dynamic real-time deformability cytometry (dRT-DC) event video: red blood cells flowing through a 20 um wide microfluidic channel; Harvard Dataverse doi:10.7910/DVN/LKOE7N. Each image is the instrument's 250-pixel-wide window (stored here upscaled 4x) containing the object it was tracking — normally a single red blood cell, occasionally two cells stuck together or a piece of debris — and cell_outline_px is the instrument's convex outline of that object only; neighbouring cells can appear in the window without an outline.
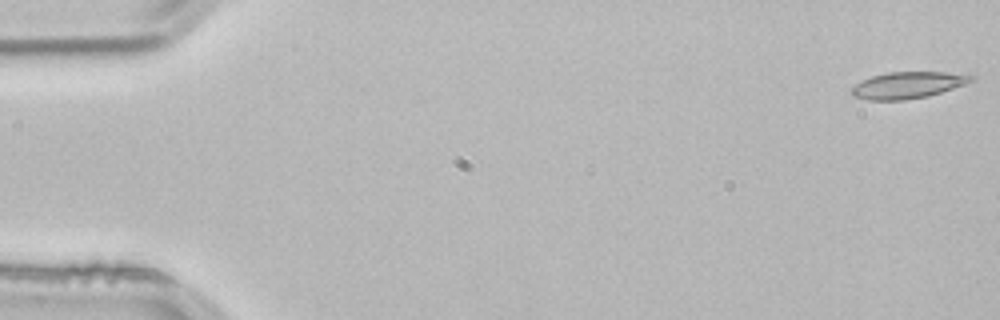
{"species": "common noctule bat (a hibernating species)", "species_latin": "Nyctalus noctula", "temperature_condition": "room temperature", "stored_images_in_passage": 53, "camera_frame_rate_fps": 3000, "um_per_image_px": 0.085, "animal": {"sex": "male", "body_mass_g": 21.5, "forearm_length_mm": 52.0}, "frame": {"image": 1, "passage_image": 1, "time_ms": 0.0, "image_size_px": [1000, 320], "cell_outline_px": [[976, 80], [928, 96], [904, 100], [868, 100], [852, 96], [848, 92], [856, 84], [872, 76], [888, 72], [968, 72], [976, 76]], "centroid_in_image_um": [77.22, 7.22], "position_along_channel_um": 7.8, "area_um2": 18.79}}
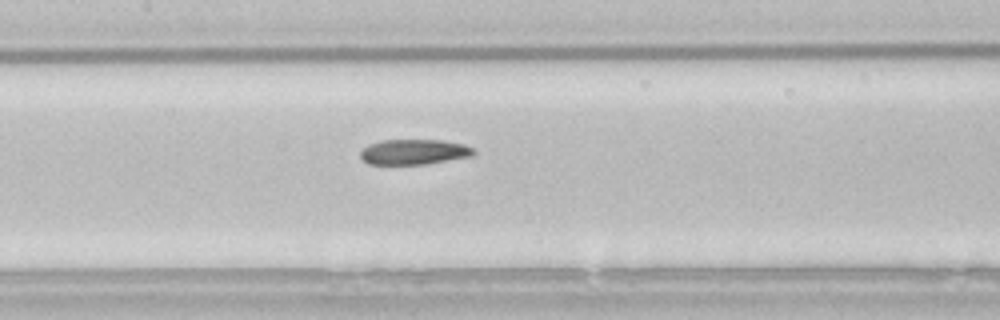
{"frame": {"image": 2, "passage_image": 25, "time_ms": 8.0, "image_size_px": [1000, 320], "cell_outline_px": [[476, 152], [472, 156], [424, 164], [368, 164], [360, 156], [360, 152], [368, 144], [380, 140], [440, 140], [464, 144], [476, 148]], "centroid_in_image_um": [35.21, 12.9], "position_along_channel_um": 172.2, "area_um2": 16.7}}
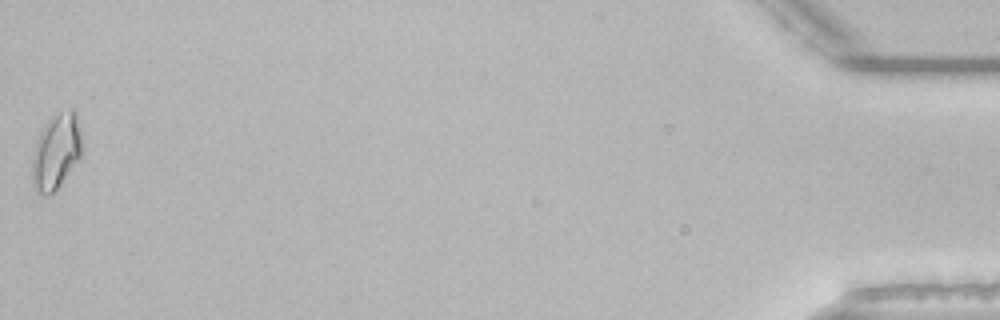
{"frame": {"image": 3, "passage_image": 53, "time_ms": 17.333, "image_size_px": [1000, 320], "cell_outline_px": [[84, 148], [80, 156], [60, 184], [52, 192], [44, 196], [36, 192], [32, 184], [32, 152], [40, 132], [48, 120], [60, 112], [72, 108], [76, 112], [84, 144]], "centroid_in_image_um": [4.78, 12.86], "position_along_channel_um": 430.4, "area_um2": 22.02}, "authors_computed_cell_mechanics": {"area_um2": 17.6868, "velocity_mm_per_s": 3.8379, "shape_relaxation_time_tau1_ms": 9.7928, "shape_relaxation_time_tau2_ms": 4.54, "deformation_change_tau1": 0.1805, "deformation_change_tau2": 0.1117}}